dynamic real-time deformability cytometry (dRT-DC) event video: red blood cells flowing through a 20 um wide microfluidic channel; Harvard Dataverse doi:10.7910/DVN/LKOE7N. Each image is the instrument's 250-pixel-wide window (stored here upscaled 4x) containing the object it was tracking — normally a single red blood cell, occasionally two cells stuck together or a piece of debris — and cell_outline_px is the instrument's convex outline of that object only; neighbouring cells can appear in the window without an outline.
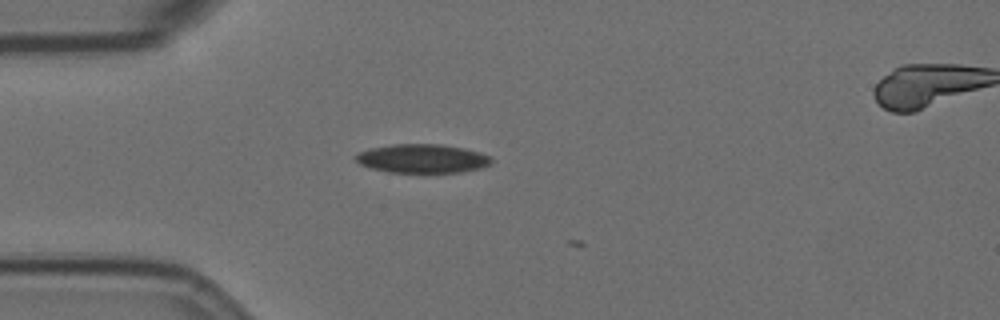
{"species": "Egyptian fruit bat (a non-hibernating species)", "species_latin": "Rousettus aegyptiacus", "temperature_condition": "room temperature", "stored_images_in_passage": 4, "camera_frame_rate_fps": 3000, "um_per_image_px": 0.085, "animal": {"sex": "female"}, "frame": {"image": 1, "passage_image": 3, "time_ms": 0.667, "image_size_px": [1000, 320], "cell_outline_px": [[492, 160], [488, 164], [480, 168], [460, 172], [388, 172], [372, 168], [360, 164], [356, 160], [356, 156], [360, 152], [372, 148], [392, 144], [440, 144], [460, 148], [476, 152], [488, 156]], "centroid_in_image_um": [35.86, 13.48], "position_along_channel_um": 49.1, "area_um2": 22.2}}